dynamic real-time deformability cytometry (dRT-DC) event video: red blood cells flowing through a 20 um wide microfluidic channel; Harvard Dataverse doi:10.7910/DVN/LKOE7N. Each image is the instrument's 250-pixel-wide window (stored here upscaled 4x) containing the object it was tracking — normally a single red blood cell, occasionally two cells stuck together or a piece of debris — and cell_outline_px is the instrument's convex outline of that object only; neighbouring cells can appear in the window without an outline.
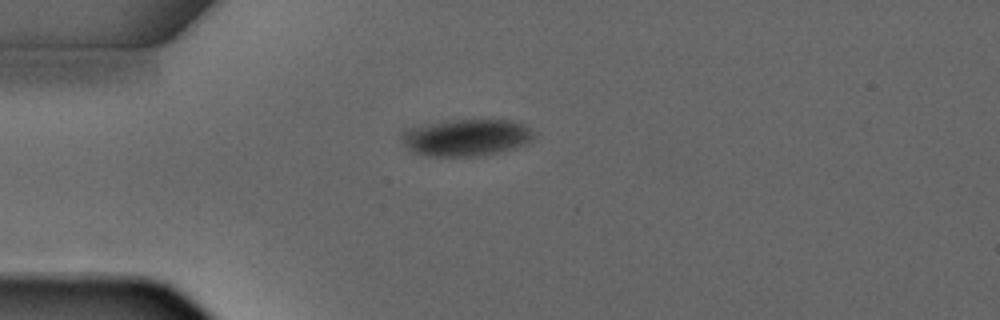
{"species": "common noctule bat (a hibernating species)", "species_latin": "Nyctalus noctula", "temperature_condition": "warm", "stored_images_in_passage": 4, "camera_frame_rate_fps": 3000, "um_per_image_px": 0.085, "animal": {"sex": "male", "forearm_length_mm": 52.5}, "frame": {"image": 1, "passage_image": 4, "time_ms": 3.333, "image_size_px": [1000, 320], "cell_outline_px": [[536, 136], [528, 144], [504, 152], [480, 156], [428, 156], [416, 152], [408, 148], [404, 144], [400, 136], [404, 132], [412, 128], [428, 124], [452, 120], [512, 120], [524, 124], [536, 132]], "centroid_in_image_um": [39.76, 11.7], "position_along_channel_um": 45.2, "area_um2": 28.55}}